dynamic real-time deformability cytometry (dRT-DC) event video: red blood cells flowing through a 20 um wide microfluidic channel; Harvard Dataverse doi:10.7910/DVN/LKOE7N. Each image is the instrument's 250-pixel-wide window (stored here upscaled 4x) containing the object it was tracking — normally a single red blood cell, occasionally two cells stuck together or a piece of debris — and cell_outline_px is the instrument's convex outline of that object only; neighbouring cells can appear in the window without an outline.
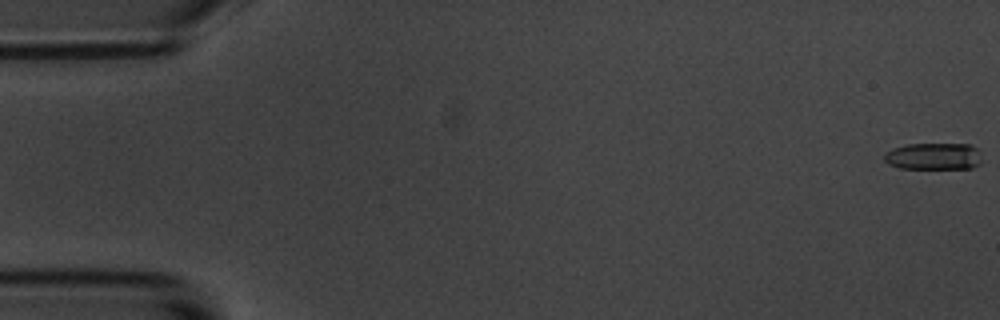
{"species": "common noctule bat (a hibernating species)", "species_latin": "Nyctalus noctula", "temperature_condition": "room temperature", "stored_images_in_passage": 7, "camera_frame_rate_fps": 3000, "um_per_image_px": 0.085, "animal": {"sex": "male", "body_mass_g": 20.1, "forearm_length_mm": 53.5}, "frame": {"image": 1, "passage_image": 1, "time_ms": 0.0, "image_size_px": [1000, 320], "cell_outline_px": [[980, 164], [972, 168], [900, 168], [888, 164], [884, 160], [884, 152], [892, 148], [908, 144], [972, 144], [976, 148], [980, 160]], "centroid_in_image_um": [79.32, 13.28], "position_along_channel_um": 5.7, "area_um2": 15.26}}
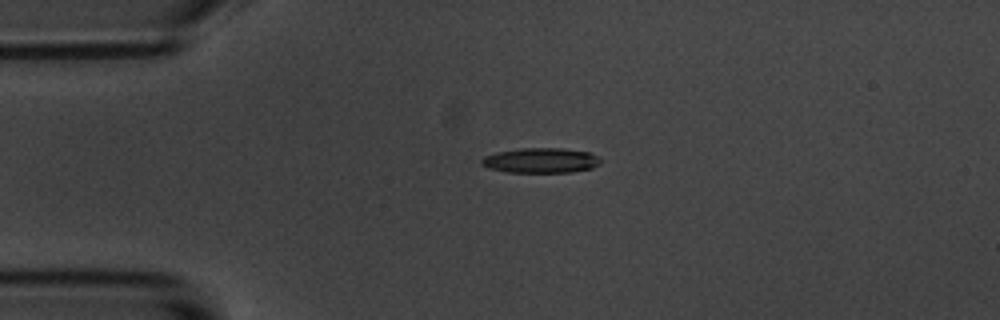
{"frame": {"image": 2, "passage_image": 5, "time_ms": 4.333, "image_size_px": [1000, 320], "cell_outline_px": [[604, 160], [600, 164], [592, 168], [572, 172], [504, 172], [488, 168], [480, 164], [480, 160], [484, 156], [496, 152], [520, 148], [564, 148], [592, 152], [600, 156]], "centroid_in_image_um": [46.01, 13.63], "position_along_channel_um": 39.0, "area_um2": 17.8}}